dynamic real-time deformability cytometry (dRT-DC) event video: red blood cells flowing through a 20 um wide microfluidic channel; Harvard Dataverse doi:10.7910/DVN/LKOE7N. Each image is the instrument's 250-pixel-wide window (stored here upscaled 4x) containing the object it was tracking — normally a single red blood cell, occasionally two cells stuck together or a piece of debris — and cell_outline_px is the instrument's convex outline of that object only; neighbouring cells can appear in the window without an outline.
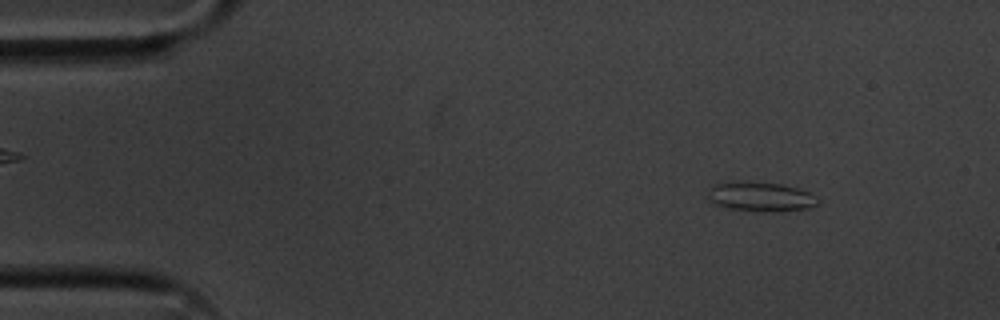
{"species": "common noctule bat (a hibernating species)", "species_latin": "Nyctalus noctula", "temperature_condition": "cold", "stored_images_in_passage": 4, "camera_frame_rate_fps": 3000, "um_per_image_px": 0.085, "animal": {"sex": "male", "body_mass_g": 20.1, "forearm_length_mm": 53.5}, "frame": {"image": 1, "passage_image": 1, "time_ms": 0.0, "image_size_px": [1000, 320], "cell_outline_px": [[820, 204], [808, 208], [784, 212], [772, 212], [728, 208], [712, 200], [708, 196], [712, 184], [780, 184], [800, 188], [816, 196], [820, 200]], "centroid_in_image_um": [64.83, 16.77], "position_along_channel_um": 20.2, "area_um2": 18.03}}
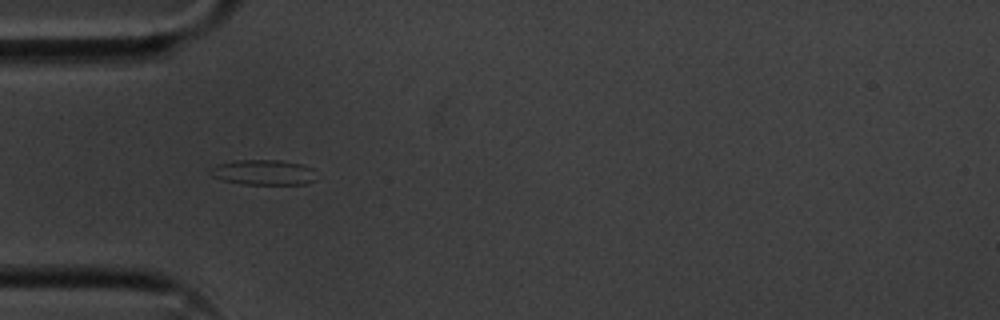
{"frame": {"image": 2, "passage_image": 3, "time_ms": 0.667, "image_size_px": [1000, 320], "cell_outline_px": [[316, 180], [308, 184], [244, 184], [224, 180], [212, 176], [208, 172], [208, 168], [216, 164], [236, 160], [280, 160], [300, 164], [312, 168]], "centroid_in_image_um": [22.36, 14.65], "position_along_channel_um": 62.6, "area_um2": 15.66}}
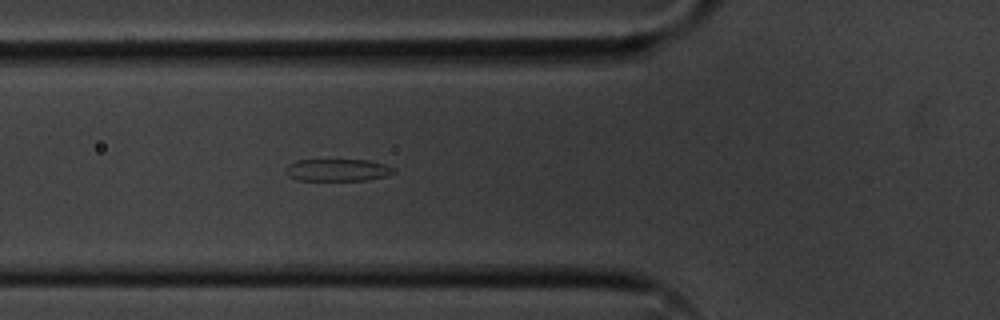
{"frame": {"image": 3, "passage_image": 4, "time_ms": 1.0, "image_size_px": [1000, 320], "cell_outline_px": [[396, 172], [384, 176], [364, 180], [296, 180], [288, 176], [284, 168], [288, 164], [296, 160], [368, 160], [384, 164], [396, 168]], "centroid_in_image_um": [28.66, 14.45], "position_along_channel_um": 97.1, "area_um2": 13.99}}